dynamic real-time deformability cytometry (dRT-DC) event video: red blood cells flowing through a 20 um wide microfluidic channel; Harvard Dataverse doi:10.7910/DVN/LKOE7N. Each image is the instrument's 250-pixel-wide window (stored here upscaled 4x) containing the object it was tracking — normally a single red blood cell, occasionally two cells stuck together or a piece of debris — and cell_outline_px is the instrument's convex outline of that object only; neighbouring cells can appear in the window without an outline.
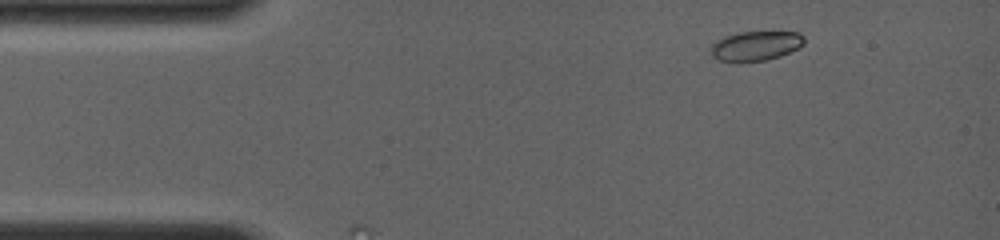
{"species": "common noctule bat (a hibernating species)", "species_latin": "Nyctalus noctula", "temperature_condition": "room temperature", "stored_images_in_passage": 4, "camera_frame_rate_fps": 4000, "um_per_image_px": 0.085, "animal": {"sex": "female", "body_mass_g": 19.0, "forearm_length_mm": 56.7}, "frame": {"image": 1, "passage_image": 1, "time_ms": 0.0, "image_size_px": [1000, 240], "cell_outline_px": [[804, 44], [780, 56], [764, 60], [716, 60], [712, 56], [712, 44], [716, 40], [724, 36], [740, 32], [800, 32], [804, 36]], "centroid_in_image_um": [64.24, 3.87], "position_along_channel_um": 20.8, "area_um2": 15.66}}